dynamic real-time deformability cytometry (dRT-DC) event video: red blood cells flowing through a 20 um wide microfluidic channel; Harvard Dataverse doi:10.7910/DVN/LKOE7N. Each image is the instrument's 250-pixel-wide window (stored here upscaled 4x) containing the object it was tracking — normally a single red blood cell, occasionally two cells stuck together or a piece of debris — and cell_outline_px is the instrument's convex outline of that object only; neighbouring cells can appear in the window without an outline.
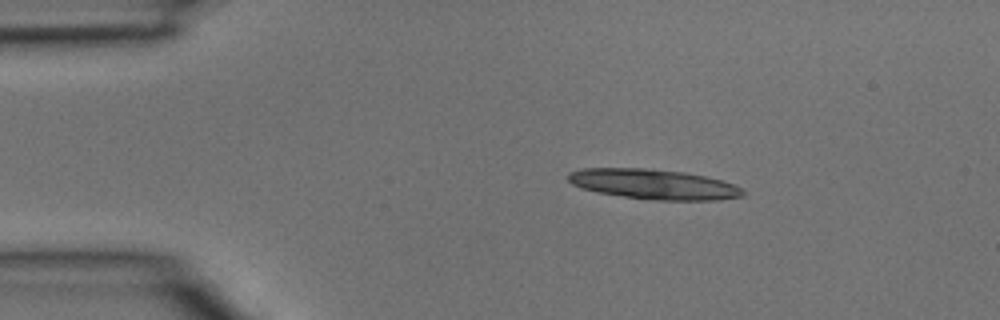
{"species": "common noctule bat (a hibernating species)", "species_latin": "Nyctalus noctula", "temperature_condition": "room temperature", "stored_images_in_passage": 3, "camera_frame_rate_fps": 3000, "um_per_image_px": 0.085, "animal": {"sex": "male", "body_mass_g": 15.6}, "frame": {"image": 1, "passage_image": 1, "time_ms": 0.0, "image_size_px": [1000, 320], "cell_outline_px": [[744, 196], [720, 200], [656, 200], [624, 196], [596, 192], [580, 188], [572, 184], [568, 180], [568, 172], [584, 168], [648, 168], [684, 172], [704, 176], [720, 180], [732, 184], [740, 188], [744, 192]], "centroid_in_image_um": [55.53, 15.65], "position_along_channel_um": 29.5, "area_um2": 30.52}}